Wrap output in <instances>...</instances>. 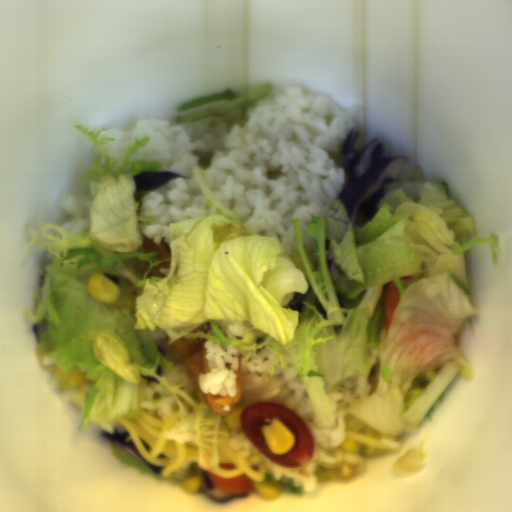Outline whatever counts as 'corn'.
Segmentation results:
<instances>
[{
  "mask_svg": "<svg viewBox=\"0 0 512 512\" xmlns=\"http://www.w3.org/2000/svg\"><path fill=\"white\" fill-rule=\"evenodd\" d=\"M54 375L58 382L68 387H80L87 383L86 372L78 369L66 371L62 366H55Z\"/></svg>",
  "mask_w": 512,
  "mask_h": 512,
  "instance_id": "obj_3",
  "label": "corn"
},
{
  "mask_svg": "<svg viewBox=\"0 0 512 512\" xmlns=\"http://www.w3.org/2000/svg\"><path fill=\"white\" fill-rule=\"evenodd\" d=\"M203 483V476L202 474L194 473L190 474L189 476L185 477L182 480L181 488L182 491H184L187 494H195L196 491L199 489V487Z\"/></svg>",
  "mask_w": 512,
  "mask_h": 512,
  "instance_id": "obj_5",
  "label": "corn"
},
{
  "mask_svg": "<svg viewBox=\"0 0 512 512\" xmlns=\"http://www.w3.org/2000/svg\"><path fill=\"white\" fill-rule=\"evenodd\" d=\"M244 408L234 409L225 417L224 421L228 429H241V415Z\"/></svg>",
  "mask_w": 512,
  "mask_h": 512,
  "instance_id": "obj_6",
  "label": "corn"
},
{
  "mask_svg": "<svg viewBox=\"0 0 512 512\" xmlns=\"http://www.w3.org/2000/svg\"><path fill=\"white\" fill-rule=\"evenodd\" d=\"M254 491L258 496H260L265 501H274L277 500L282 492V482H273V483H263L260 481H254L253 483Z\"/></svg>",
  "mask_w": 512,
  "mask_h": 512,
  "instance_id": "obj_4",
  "label": "corn"
},
{
  "mask_svg": "<svg viewBox=\"0 0 512 512\" xmlns=\"http://www.w3.org/2000/svg\"><path fill=\"white\" fill-rule=\"evenodd\" d=\"M88 293L99 302L112 303L121 295L114 281L100 272L92 274L87 284Z\"/></svg>",
  "mask_w": 512,
  "mask_h": 512,
  "instance_id": "obj_2",
  "label": "corn"
},
{
  "mask_svg": "<svg viewBox=\"0 0 512 512\" xmlns=\"http://www.w3.org/2000/svg\"><path fill=\"white\" fill-rule=\"evenodd\" d=\"M262 434L269 451L277 455L289 452L296 439L293 431L276 417L262 427Z\"/></svg>",
  "mask_w": 512,
  "mask_h": 512,
  "instance_id": "obj_1",
  "label": "corn"
}]
</instances>
